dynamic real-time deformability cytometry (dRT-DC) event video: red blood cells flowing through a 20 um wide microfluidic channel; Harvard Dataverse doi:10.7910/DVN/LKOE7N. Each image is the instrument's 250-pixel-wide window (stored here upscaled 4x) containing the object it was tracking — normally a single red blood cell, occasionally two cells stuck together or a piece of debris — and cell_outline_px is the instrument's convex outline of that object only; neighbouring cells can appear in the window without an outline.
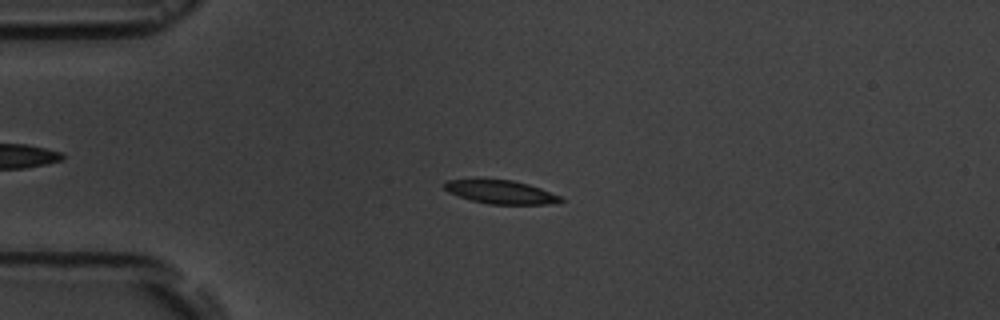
{"species": "common noctule bat (a hibernating species)", "species_latin": "Nyctalus noctula", "temperature_condition": "room temperature", "stored_images_in_passage": 4, "camera_frame_rate_fps": 3000, "um_per_image_px": 0.085, "animal": {"sex": "male", "body_mass_g": 19.5, "forearm_length_mm": 54.6}, "frame": {"image": 1, "passage_image": 3, "time_ms": 3.0, "image_size_px": [1000, 320], "cell_outline_px": [[564, 200], [560, 204], [488, 204], [472, 200], [448, 192], [444, 188], [444, 180], [476, 176], [480, 176], [512, 180], [528, 184], [540, 188], [560, 196]], "centroid_in_image_um": [42.49, 16.26], "position_along_channel_um": 42.5, "area_um2": 16.76}}